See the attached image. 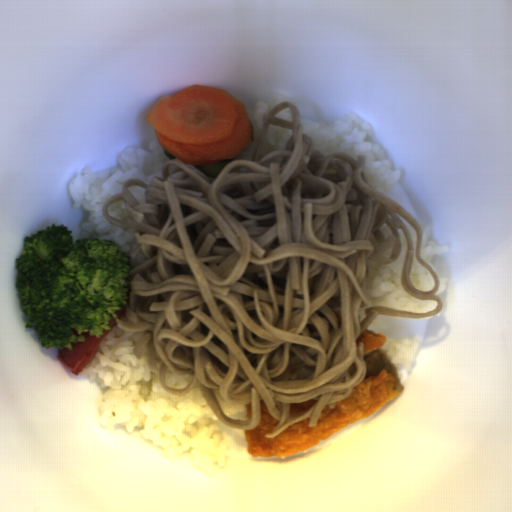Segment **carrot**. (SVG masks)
<instances>
[{
    "instance_id": "carrot-1",
    "label": "carrot",
    "mask_w": 512,
    "mask_h": 512,
    "mask_svg": "<svg viewBox=\"0 0 512 512\" xmlns=\"http://www.w3.org/2000/svg\"><path fill=\"white\" fill-rule=\"evenodd\" d=\"M144 120L162 149L189 166L235 158L253 139L245 104L212 85L190 84L158 98Z\"/></svg>"
}]
</instances>
